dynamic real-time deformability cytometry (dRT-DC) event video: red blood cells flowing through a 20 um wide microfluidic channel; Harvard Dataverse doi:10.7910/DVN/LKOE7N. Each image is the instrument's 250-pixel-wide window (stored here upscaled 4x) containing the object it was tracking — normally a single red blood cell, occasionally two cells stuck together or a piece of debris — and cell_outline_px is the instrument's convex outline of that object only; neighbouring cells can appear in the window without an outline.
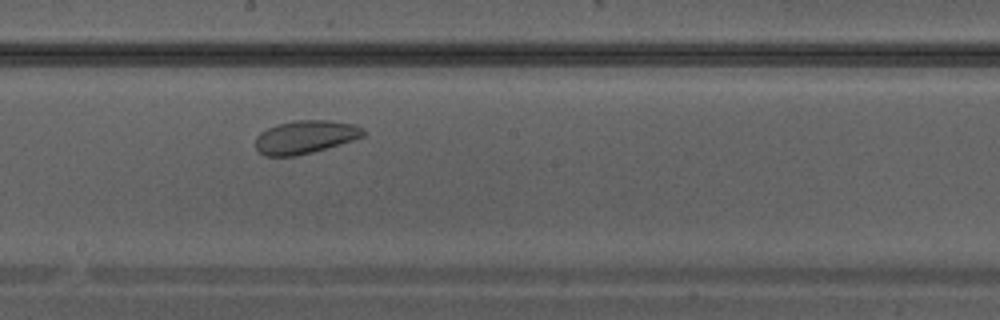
{"species": "Egyptian fruit bat (a non-hibernating species)", "species_latin": "Rousettus aegyptiacus", "temperature_condition": "warm", "stored_images_in_passage": 25, "camera_frame_rate_fps": 3000, "um_per_image_px": 0.085, "animal": {"sex": "male"}, "frame": {"image": 1, "passage_image": 9, "time_ms": 2.667, "image_size_px": [1000, 320], "cell_outline_px": [[368, 132], [364, 136], [340, 144], [312, 152], [296, 156], [264, 156], [256, 148], [256, 136], [260, 132], [276, 124], [296, 120], [328, 120], [356, 124], [364, 128]], "centroid_in_image_um": [25.97, 11.63], "position_along_channel_um": 222.2, "area_um2": 20.98}}
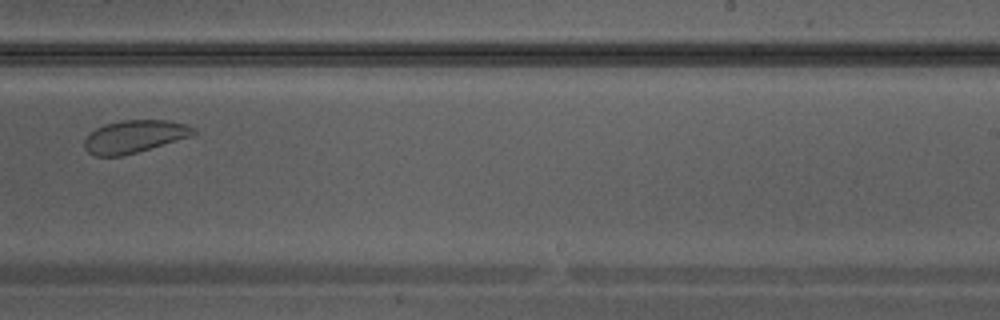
{"frame": {"image": 2, "passage_image": 12, "time_ms": 3.667, "image_size_px": [1000, 320], "cell_outline_px": [[196, 132], [188, 136], [136, 152], [120, 156], [96, 156], [88, 152], [84, 148], [84, 140], [96, 128], [104, 124], [120, 120], [168, 120], [184, 124], [196, 128]], "centroid_in_image_um": [11.37, 11.59], "position_along_channel_um": 277.6, "area_um2": 20.29}}